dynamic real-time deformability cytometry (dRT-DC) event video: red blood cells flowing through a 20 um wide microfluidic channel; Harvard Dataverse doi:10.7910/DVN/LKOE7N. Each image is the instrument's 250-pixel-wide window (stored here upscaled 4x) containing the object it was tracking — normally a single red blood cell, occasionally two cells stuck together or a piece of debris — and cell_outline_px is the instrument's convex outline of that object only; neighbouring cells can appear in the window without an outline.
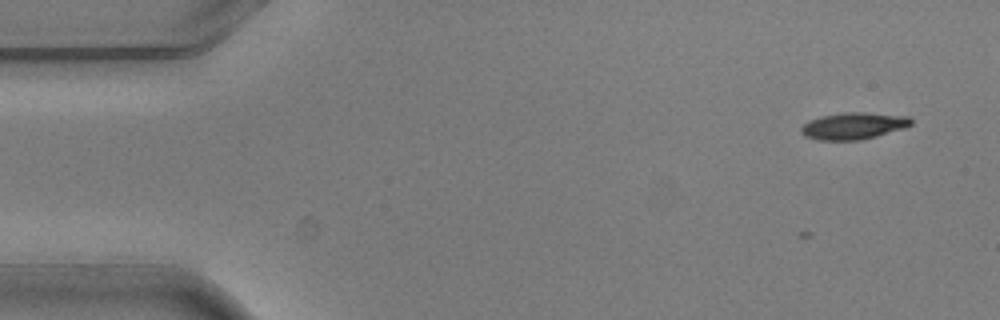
{"species": "common noctule bat (a hibernating species)", "species_latin": "Nyctalus noctula", "temperature_condition": "warm", "stored_images_in_passage": 4, "camera_frame_rate_fps": 3000, "um_per_image_px": 0.085, "animal": {"sex": "male", "body_mass_g": 20.5, "forearm_length_mm": 52.5}, "frame": {"image": 1, "passage_image": 1, "time_ms": 0.0, "image_size_px": [1000, 320], "cell_outline_px": [[912, 124], [904, 128], [876, 136], [860, 140], [820, 140], [804, 136], [800, 132], [800, 128], [808, 120], [820, 116], [844, 112], [864, 112], [908, 116], [912, 120]], "centroid_in_image_um": [72.52, 10.69], "position_along_channel_um": 12.5, "area_um2": 17.22}}